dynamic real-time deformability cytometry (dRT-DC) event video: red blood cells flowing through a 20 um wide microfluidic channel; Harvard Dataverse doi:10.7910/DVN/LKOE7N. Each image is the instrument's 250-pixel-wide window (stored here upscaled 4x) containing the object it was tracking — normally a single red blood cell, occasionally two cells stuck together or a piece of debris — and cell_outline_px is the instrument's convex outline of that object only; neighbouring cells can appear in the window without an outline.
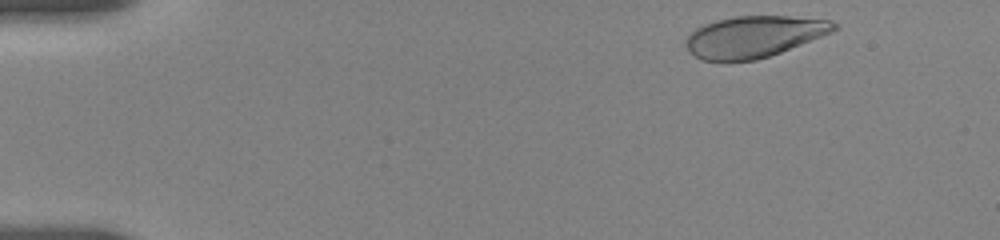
{"species": "human", "species_latin": "Homo sapiens", "temperature_condition": "room temperature", "stored_images_in_passage": 32, "camera_frame_rate_fps": 3000, "um_per_image_px": 0.085, "donor": {"sex": "female"}, "frame": {"image": 1, "passage_image": 1, "time_ms": 0.0, "image_size_px": [1000, 240], "cell_outline_px": [[840, 28], [832, 32], [780, 52], [756, 60], [704, 60], [688, 52], [684, 44], [684, 40], [696, 28], [704, 24], [716, 20], [736, 16], [788, 16], [832, 20], [840, 24]], "centroid_in_image_um": [64.1, 3.1], "position_along_channel_um": 20.9, "area_um2": 35.66}}
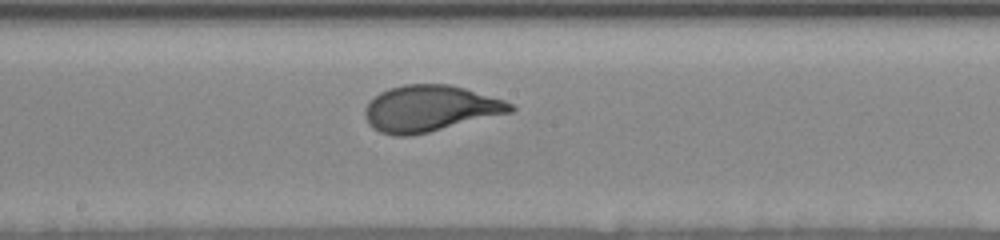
{"frame": {"image": 2, "passage_image": 16, "time_ms": 8.0, "image_size_px": [1000, 240], "cell_outline_px": [[516, 108], [512, 112], [412, 136], [392, 136], [380, 132], [372, 128], [368, 124], [364, 116], [364, 108], [380, 92], [388, 88], [404, 84], [448, 84], [464, 88], [504, 100], [512, 104]], "centroid_in_image_um": [36.52, 9.23], "position_along_channel_um": 211.7, "area_um2": 39.19}}
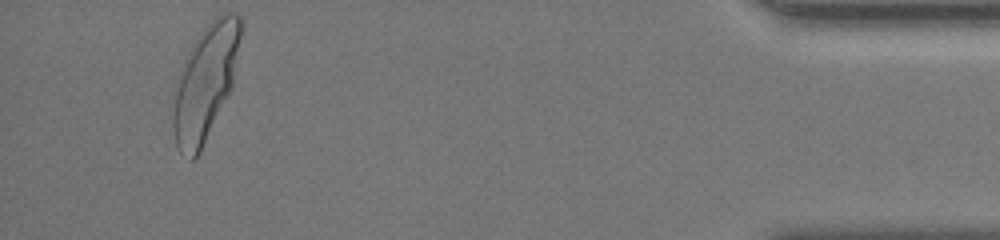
{"frame": {"image": 3, "passage_image": 30, "time_ms": 15.333, "image_size_px": [1000, 240], "cell_outline_px": [[244, 24], [232, 88], [200, 152], [192, 160], [188, 160], [180, 152], [176, 144], [172, 124], [172, 116], [176, 80], [184, 60], [192, 44], [200, 32], [216, 16], [224, 12], [236, 12], [240, 16]], "centroid_in_image_um": [17.48, 6.97], "position_along_channel_um": 417.7, "area_um2": 45.72}, "authors_computed_cell_mechanics": {"area_um2": 38.6393, "velocity_mm_per_s": 3.6525, "shape_relaxation_time_tau1_ms": 2.7349, "shape_relaxation_time_tau2_ms": null, "deformation_change_tau1": 0.1757, "deformation_change_tau2": null}}